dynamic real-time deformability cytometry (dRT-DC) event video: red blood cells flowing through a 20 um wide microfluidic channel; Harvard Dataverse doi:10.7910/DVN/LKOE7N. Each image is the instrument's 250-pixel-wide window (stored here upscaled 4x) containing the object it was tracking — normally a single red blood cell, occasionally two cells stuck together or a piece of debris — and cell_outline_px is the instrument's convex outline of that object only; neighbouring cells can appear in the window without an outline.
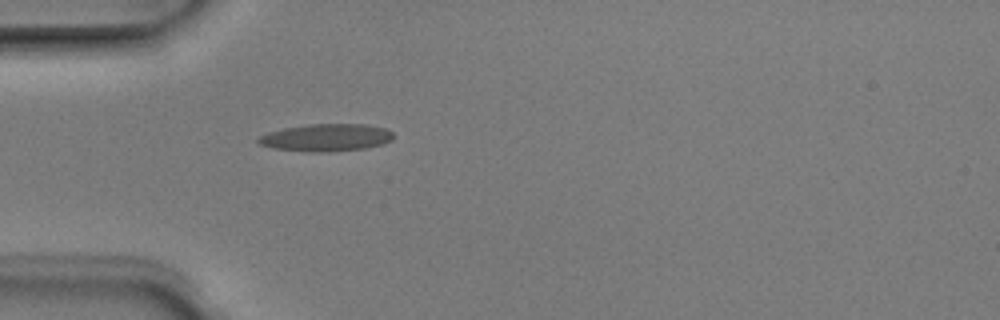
{"species": "Egyptian fruit bat (a non-hibernating species)", "species_latin": "Rousettus aegyptiacus", "temperature_condition": "room temperature", "stored_images_in_passage": 3, "camera_frame_rate_fps": 3000, "um_per_image_px": 0.085, "animal": {"sex": "male"}, "frame": {"image": 1, "passage_image": 3, "time_ms": 0.667, "image_size_px": [1000, 320], "cell_outline_px": [[392, 140], [384, 144], [364, 148], [324, 152], [308, 152], [272, 148], [260, 144], [256, 140], [260, 136], [268, 132], [284, 128], [308, 124], [364, 124], [384, 128], [392, 132]], "centroid_in_image_um": [27.71, 11.69], "position_along_channel_um": 57.3, "area_um2": 21.5}}